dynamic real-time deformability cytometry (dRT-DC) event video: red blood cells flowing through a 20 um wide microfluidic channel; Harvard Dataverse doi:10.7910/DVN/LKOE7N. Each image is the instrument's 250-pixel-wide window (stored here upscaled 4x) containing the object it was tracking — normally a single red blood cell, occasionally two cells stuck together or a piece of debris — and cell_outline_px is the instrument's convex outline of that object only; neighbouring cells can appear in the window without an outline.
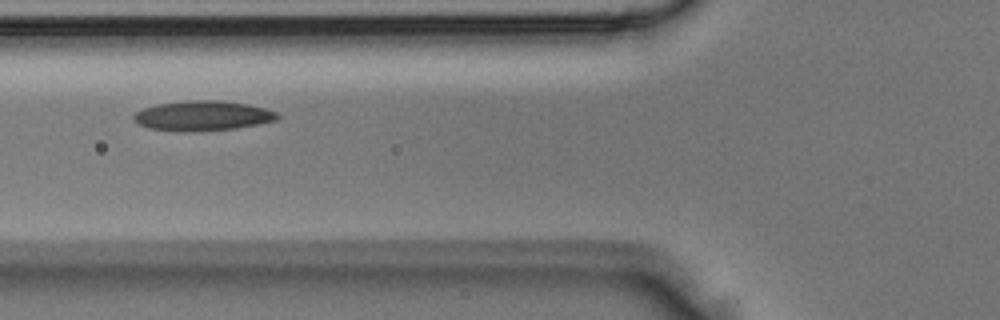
{"species": "Egyptian fruit bat (a non-hibernating species)", "species_latin": "Rousettus aegyptiacus", "temperature_condition": "room temperature", "stored_images_in_passage": 3, "camera_frame_rate_fps": 3000, "um_per_image_px": 0.085, "animal": {"sex": "male"}, "frame": {"image": 1, "passage_image": 3, "time_ms": 0.667, "image_size_px": [1000, 320], "cell_outline_px": [[280, 116], [276, 120], [236, 128], [192, 132], [184, 132], [148, 128], [136, 124], [132, 120], [132, 116], [136, 112], [144, 108], [156, 104], [188, 100], [220, 100], [248, 104], [264, 108], [276, 112]], "centroid_in_image_um": [17.17, 9.84], "position_along_channel_um": 108.6, "area_um2": 25.2}}